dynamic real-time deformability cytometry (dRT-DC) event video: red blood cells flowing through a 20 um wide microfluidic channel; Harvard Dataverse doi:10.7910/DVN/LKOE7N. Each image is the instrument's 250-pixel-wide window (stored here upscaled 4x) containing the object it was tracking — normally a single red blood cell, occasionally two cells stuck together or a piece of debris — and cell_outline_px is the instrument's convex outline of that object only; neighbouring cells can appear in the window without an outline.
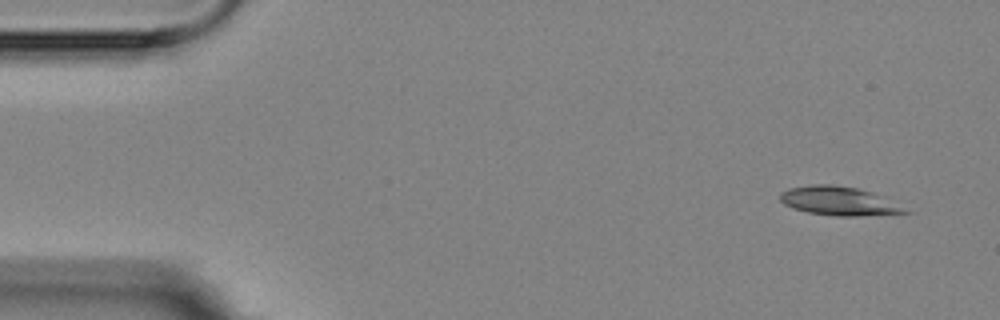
{"species": "Egyptian fruit bat (a non-hibernating species)", "species_latin": "Rousettus aegyptiacus", "temperature_condition": "room temperature", "stored_images_in_passage": 3, "camera_frame_rate_fps": 3000, "um_per_image_px": 0.085, "animal": {"sex": "female"}, "frame": {"image": 1, "passage_image": 1, "time_ms": 0.0, "image_size_px": [1000, 320], "cell_outline_px": [[912, 212], [860, 216], [836, 216], [808, 212], [792, 208], [784, 204], [780, 200], [780, 192], [788, 188], [812, 184], [832, 184], [856, 188], [872, 192], [884, 196]], "centroid_in_image_um": [71.29, 17.08], "position_along_channel_um": 13.7, "area_um2": 21.04}}
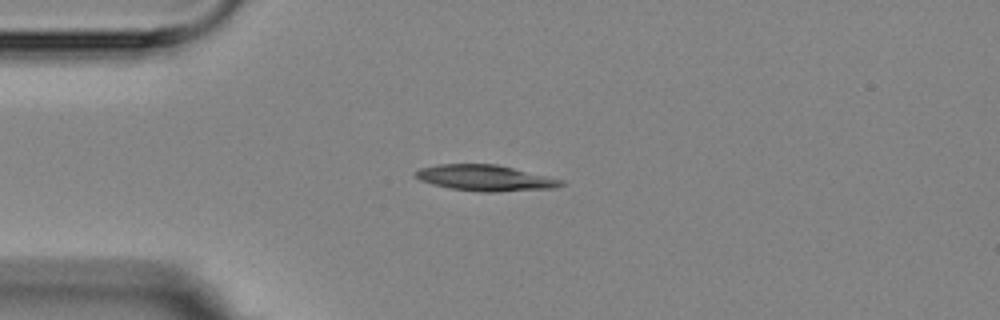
{"frame": {"image": 2, "passage_image": 3, "time_ms": 3.333, "image_size_px": [1000, 320], "cell_outline_px": [[568, 184], [556, 188], [496, 192], [480, 192], [448, 188], [432, 184], [420, 180], [412, 176], [412, 172], [420, 168], [436, 164], [496, 164], [564, 180]], "centroid_in_image_um": [41.22, 15.13], "position_along_channel_um": 43.8, "area_um2": 22.31}}